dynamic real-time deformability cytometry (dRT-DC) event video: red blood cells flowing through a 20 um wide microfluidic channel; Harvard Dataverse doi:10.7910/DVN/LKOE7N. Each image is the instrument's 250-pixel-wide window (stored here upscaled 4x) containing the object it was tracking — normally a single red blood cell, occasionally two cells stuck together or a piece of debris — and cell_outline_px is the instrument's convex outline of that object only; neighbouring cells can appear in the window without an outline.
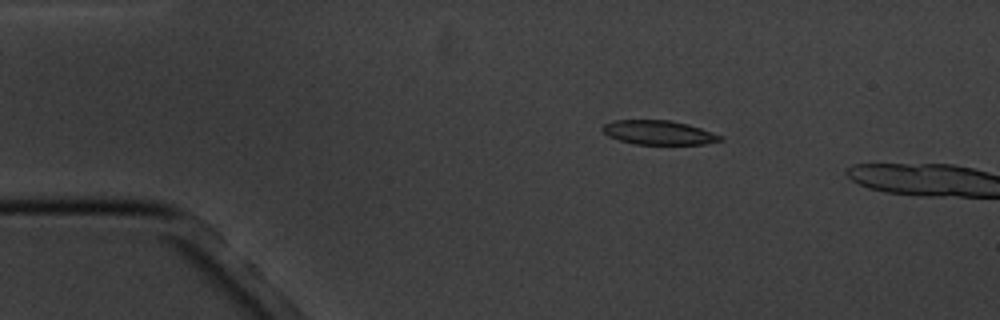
{"species": "common noctule bat (a hibernating species)", "species_latin": "Nyctalus noctula", "temperature_condition": "cold", "stored_images_in_passage": 4, "camera_frame_rate_fps": 3000, "um_per_image_px": 0.085, "animal": {"sex": "male", "body_mass_g": 20.1, "forearm_length_mm": 53.5}, "frame": {"image": 1, "passage_image": 3, "time_ms": 2.333, "image_size_px": [1000, 320], "cell_outline_px": [[724, 140], [704, 144], [636, 144], [620, 140], [608, 136], [600, 128], [604, 124], [612, 120], [672, 120], [688, 124], [724, 136]], "centroid_in_image_um": [56.0, 11.26], "position_along_channel_um": 29.0, "area_um2": 16.65}}